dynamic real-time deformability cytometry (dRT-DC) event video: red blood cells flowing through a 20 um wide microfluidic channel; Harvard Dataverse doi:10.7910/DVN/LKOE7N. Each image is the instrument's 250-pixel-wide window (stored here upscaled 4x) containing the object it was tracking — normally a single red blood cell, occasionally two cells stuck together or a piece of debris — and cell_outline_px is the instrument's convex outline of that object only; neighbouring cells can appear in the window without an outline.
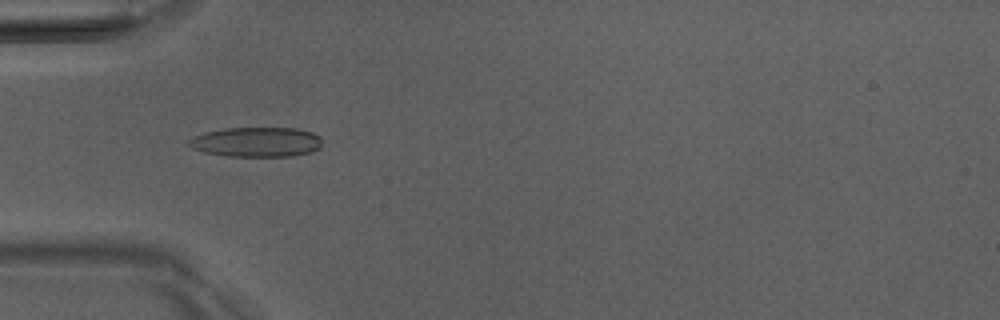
{"species": "Egyptian fruit bat (a non-hibernating species)", "species_latin": "Rousettus aegyptiacus", "temperature_condition": "room temperature", "stored_images_in_passage": 5, "camera_frame_rate_fps": 3000, "um_per_image_px": 0.085, "animal": {"sex": "male"}, "frame": {"image": 1, "passage_image": 5, "time_ms": 4.667, "image_size_px": [1000, 320], "cell_outline_px": [[320, 148], [312, 152], [292, 156], [228, 156], [204, 152], [192, 148], [188, 144], [188, 140], [192, 136], [204, 132], [228, 128], [296, 128], [312, 132], [320, 136]], "centroid_in_image_um": [21.79, 12.07], "position_along_channel_um": 63.2, "area_um2": 23.18}}